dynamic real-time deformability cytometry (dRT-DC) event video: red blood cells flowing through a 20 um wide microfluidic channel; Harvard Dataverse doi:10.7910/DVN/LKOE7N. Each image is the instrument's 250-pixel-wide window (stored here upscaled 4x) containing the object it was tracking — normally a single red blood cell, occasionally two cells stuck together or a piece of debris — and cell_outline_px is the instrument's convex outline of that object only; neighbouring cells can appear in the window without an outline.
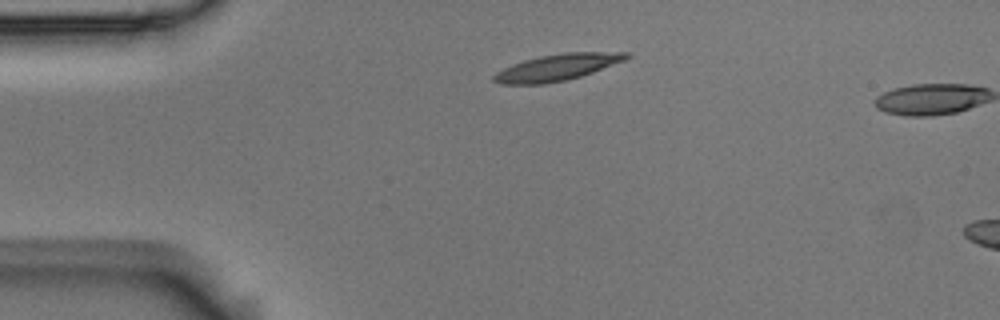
{"species": "Egyptian fruit bat (a non-hibernating species)", "species_latin": "Rousettus aegyptiacus", "temperature_condition": "room temperature", "stored_images_in_passage": 4, "camera_frame_rate_fps": 3000, "um_per_image_px": 0.085, "animal": {"sex": "male"}, "frame": {"image": 1, "passage_image": 4, "time_ms": 1.0, "image_size_px": [1000, 320], "cell_outline_px": [[632, 56], [624, 60], [592, 72], [568, 80], [544, 84], [500, 84], [492, 80], [492, 76], [496, 72], [512, 64], [524, 60], [540, 56], [564, 52], [628, 52]], "centroid_in_image_um": [47.33, 5.73], "position_along_channel_um": 37.7, "area_um2": 20.4}}